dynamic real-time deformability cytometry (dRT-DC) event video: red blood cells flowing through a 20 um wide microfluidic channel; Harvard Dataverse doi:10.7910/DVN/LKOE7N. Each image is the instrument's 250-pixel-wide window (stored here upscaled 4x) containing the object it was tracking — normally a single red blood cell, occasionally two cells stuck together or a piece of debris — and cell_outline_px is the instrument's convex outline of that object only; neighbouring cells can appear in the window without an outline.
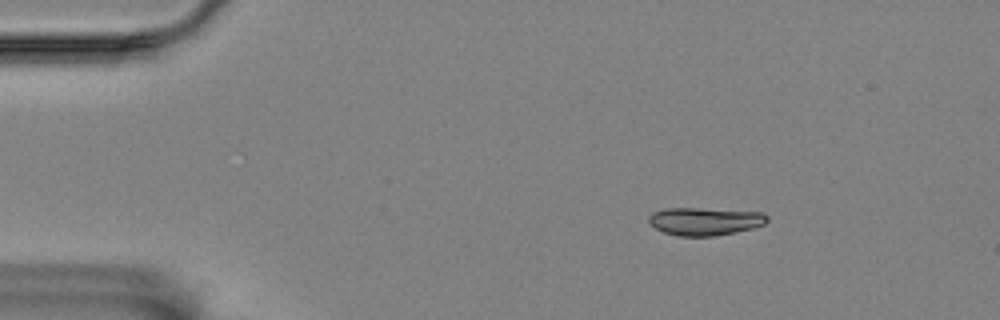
{"species": "Egyptian fruit bat (a non-hibernating species)", "species_latin": "Rousettus aegyptiacus", "temperature_condition": "room temperature", "stored_images_in_passage": 3, "camera_frame_rate_fps": 3000, "um_per_image_px": 0.085, "animal": {"sex": "female"}, "frame": {"image": 1, "passage_image": 1, "time_ms": 0.0, "image_size_px": [1000, 320], "cell_outline_px": [[768, 220], [764, 224], [752, 228], [736, 232], [716, 236], [676, 236], [664, 232], [656, 228], [648, 220], [648, 216], [652, 212], [664, 208], [696, 208], [764, 212], [768, 216]], "centroid_in_image_um": [59.92, 18.81], "position_along_channel_um": 25.1, "area_um2": 19.31}}
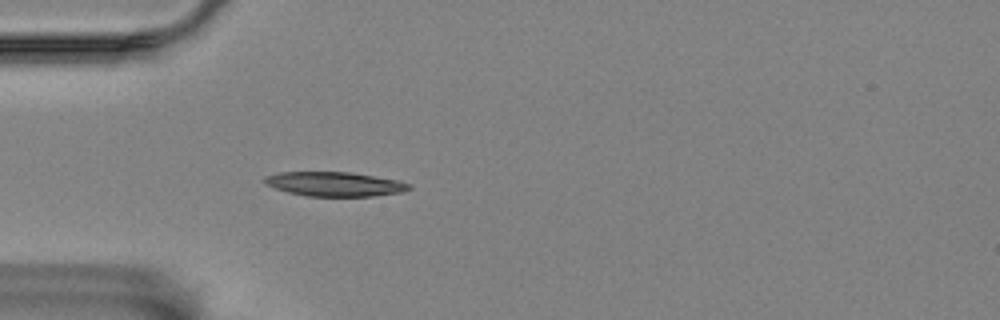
{"frame": {"image": 2, "passage_image": 3, "time_ms": 2.333, "image_size_px": [1000, 320], "cell_outline_px": [[412, 188], [400, 192], [372, 196], [308, 196], [288, 192], [264, 184], [264, 176], [280, 172], [352, 172], [396, 180], [412, 184]], "centroid_in_image_um": [28.43, 15.64], "position_along_channel_um": 56.6, "area_um2": 20.4}}